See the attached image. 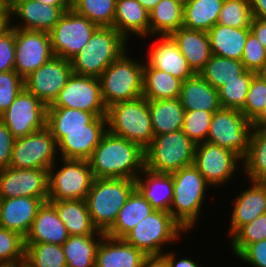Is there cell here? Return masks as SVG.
Masks as SVG:
<instances>
[{
	"label": "cell",
	"mask_w": 266,
	"mask_h": 267,
	"mask_svg": "<svg viewBox=\"0 0 266 267\" xmlns=\"http://www.w3.org/2000/svg\"><path fill=\"white\" fill-rule=\"evenodd\" d=\"M2 7H8L5 3V0H0V8Z\"/></svg>",
	"instance_id": "cell-65"
},
{
	"label": "cell",
	"mask_w": 266,
	"mask_h": 267,
	"mask_svg": "<svg viewBox=\"0 0 266 267\" xmlns=\"http://www.w3.org/2000/svg\"><path fill=\"white\" fill-rule=\"evenodd\" d=\"M256 73L246 70L237 80L227 82L218 89L222 108L241 110L245 104L248 88Z\"/></svg>",
	"instance_id": "cell-44"
},
{
	"label": "cell",
	"mask_w": 266,
	"mask_h": 267,
	"mask_svg": "<svg viewBox=\"0 0 266 267\" xmlns=\"http://www.w3.org/2000/svg\"><path fill=\"white\" fill-rule=\"evenodd\" d=\"M116 0H73L71 8L98 27H113Z\"/></svg>",
	"instance_id": "cell-42"
},
{
	"label": "cell",
	"mask_w": 266,
	"mask_h": 267,
	"mask_svg": "<svg viewBox=\"0 0 266 267\" xmlns=\"http://www.w3.org/2000/svg\"><path fill=\"white\" fill-rule=\"evenodd\" d=\"M181 27L183 6L174 0H161L149 12V36L152 38L170 36Z\"/></svg>",
	"instance_id": "cell-36"
},
{
	"label": "cell",
	"mask_w": 266,
	"mask_h": 267,
	"mask_svg": "<svg viewBox=\"0 0 266 267\" xmlns=\"http://www.w3.org/2000/svg\"><path fill=\"white\" fill-rule=\"evenodd\" d=\"M184 6L189 0H174Z\"/></svg>",
	"instance_id": "cell-64"
},
{
	"label": "cell",
	"mask_w": 266,
	"mask_h": 267,
	"mask_svg": "<svg viewBox=\"0 0 266 267\" xmlns=\"http://www.w3.org/2000/svg\"><path fill=\"white\" fill-rule=\"evenodd\" d=\"M15 138L0 120V169L10 165Z\"/></svg>",
	"instance_id": "cell-53"
},
{
	"label": "cell",
	"mask_w": 266,
	"mask_h": 267,
	"mask_svg": "<svg viewBox=\"0 0 266 267\" xmlns=\"http://www.w3.org/2000/svg\"><path fill=\"white\" fill-rule=\"evenodd\" d=\"M127 42L114 27H98L86 46L70 60L73 74L99 78L128 49Z\"/></svg>",
	"instance_id": "cell-3"
},
{
	"label": "cell",
	"mask_w": 266,
	"mask_h": 267,
	"mask_svg": "<svg viewBox=\"0 0 266 267\" xmlns=\"http://www.w3.org/2000/svg\"><path fill=\"white\" fill-rule=\"evenodd\" d=\"M72 74L69 60L53 56L24 79V88L49 106L65 87Z\"/></svg>",
	"instance_id": "cell-17"
},
{
	"label": "cell",
	"mask_w": 266,
	"mask_h": 267,
	"mask_svg": "<svg viewBox=\"0 0 266 267\" xmlns=\"http://www.w3.org/2000/svg\"><path fill=\"white\" fill-rule=\"evenodd\" d=\"M213 114L204 110H185L183 132L195 144L206 142Z\"/></svg>",
	"instance_id": "cell-47"
},
{
	"label": "cell",
	"mask_w": 266,
	"mask_h": 267,
	"mask_svg": "<svg viewBox=\"0 0 266 267\" xmlns=\"http://www.w3.org/2000/svg\"><path fill=\"white\" fill-rule=\"evenodd\" d=\"M13 267H27V266H26V264H21V265L13 266Z\"/></svg>",
	"instance_id": "cell-66"
},
{
	"label": "cell",
	"mask_w": 266,
	"mask_h": 267,
	"mask_svg": "<svg viewBox=\"0 0 266 267\" xmlns=\"http://www.w3.org/2000/svg\"><path fill=\"white\" fill-rule=\"evenodd\" d=\"M224 0H189L183 6V27L208 32L218 23Z\"/></svg>",
	"instance_id": "cell-37"
},
{
	"label": "cell",
	"mask_w": 266,
	"mask_h": 267,
	"mask_svg": "<svg viewBox=\"0 0 266 267\" xmlns=\"http://www.w3.org/2000/svg\"><path fill=\"white\" fill-rule=\"evenodd\" d=\"M135 189V180L95 178L86 198L90 218L98 231L106 232Z\"/></svg>",
	"instance_id": "cell-6"
},
{
	"label": "cell",
	"mask_w": 266,
	"mask_h": 267,
	"mask_svg": "<svg viewBox=\"0 0 266 267\" xmlns=\"http://www.w3.org/2000/svg\"><path fill=\"white\" fill-rule=\"evenodd\" d=\"M196 144L183 132L154 136L144 150L145 168L155 173L171 174L194 162Z\"/></svg>",
	"instance_id": "cell-7"
},
{
	"label": "cell",
	"mask_w": 266,
	"mask_h": 267,
	"mask_svg": "<svg viewBox=\"0 0 266 267\" xmlns=\"http://www.w3.org/2000/svg\"><path fill=\"white\" fill-rule=\"evenodd\" d=\"M106 118L110 133L138 144L143 150L154 138L149 101L143 96L110 105Z\"/></svg>",
	"instance_id": "cell-4"
},
{
	"label": "cell",
	"mask_w": 266,
	"mask_h": 267,
	"mask_svg": "<svg viewBox=\"0 0 266 267\" xmlns=\"http://www.w3.org/2000/svg\"><path fill=\"white\" fill-rule=\"evenodd\" d=\"M250 181V188L240 191L233 199L228 230L229 238L242 226L266 213V182Z\"/></svg>",
	"instance_id": "cell-21"
},
{
	"label": "cell",
	"mask_w": 266,
	"mask_h": 267,
	"mask_svg": "<svg viewBox=\"0 0 266 267\" xmlns=\"http://www.w3.org/2000/svg\"><path fill=\"white\" fill-rule=\"evenodd\" d=\"M16 197H33L48 201V170L11 167L0 169V198Z\"/></svg>",
	"instance_id": "cell-19"
},
{
	"label": "cell",
	"mask_w": 266,
	"mask_h": 267,
	"mask_svg": "<svg viewBox=\"0 0 266 267\" xmlns=\"http://www.w3.org/2000/svg\"><path fill=\"white\" fill-rule=\"evenodd\" d=\"M154 136L182 129L185 110L179 98L149 101Z\"/></svg>",
	"instance_id": "cell-34"
},
{
	"label": "cell",
	"mask_w": 266,
	"mask_h": 267,
	"mask_svg": "<svg viewBox=\"0 0 266 267\" xmlns=\"http://www.w3.org/2000/svg\"><path fill=\"white\" fill-rule=\"evenodd\" d=\"M97 28L85 16L68 9L49 32L54 56L70 61L86 46Z\"/></svg>",
	"instance_id": "cell-11"
},
{
	"label": "cell",
	"mask_w": 266,
	"mask_h": 267,
	"mask_svg": "<svg viewBox=\"0 0 266 267\" xmlns=\"http://www.w3.org/2000/svg\"><path fill=\"white\" fill-rule=\"evenodd\" d=\"M56 209L70 236L94 235L98 232L93 225L86 200L49 201Z\"/></svg>",
	"instance_id": "cell-32"
},
{
	"label": "cell",
	"mask_w": 266,
	"mask_h": 267,
	"mask_svg": "<svg viewBox=\"0 0 266 267\" xmlns=\"http://www.w3.org/2000/svg\"><path fill=\"white\" fill-rule=\"evenodd\" d=\"M241 62L246 70L256 74L266 64V49L251 31L248 33Z\"/></svg>",
	"instance_id": "cell-50"
},
{
	"label": "cell",
	"mask_w": 266,
	"mask_h": 267,
	"mask_svg": "<svg viewBox=\"0 0 266 267\" xmlns=\"http://www.w3.org/2000/svg\"><path fill=\"white\" fill-rule=\"evenodd\" d=\"M242 162L243 160L229 149L208 142L196 144L193 165L211 188L229 183L228 181L232 180L236 170L242 168L239 167L243 166L240 165Z\"/></svg>",
	"instance_id": "cell-13"
},
{
	"label": "cell",
	"mask_w": 266,
	"mask_h": 267,
	"mask_svg": "<svg viewBox=\"0 0 266 267\" xmlns=\"http://www.w3.org/2000/svg\"><path fill=\"white\" fill-rule=\"evenodd\" d=\"M128 49L111 63L99 77L101 96L106 107L142 96L144 61L132 58ZM142 61V62H141Z\"/></svg>",
	"instance_id": "cell-5"
},
{
	"label": "cell",
	"mask_w": 266,
	"mask_h": 267,
	"mask_svg": "<svg viewBox=\"0 0 266 267\" xmlns=\"http://www.w3.org/2000/svg\"><path fill=\"white\" fill-rule=\"evenodd\" d=\"M15 70V28L0 35V72Z\"/></svg>",
	"instance_id": "cell-51"
},
{
	"label": "cell",
	"mask_w": 266,
	"mask_h": 267,
	"mask_svg": "<svg viewBox=\"0 0 266 267\" xmlns=\"http://www.w3.org/2000/svg\"><path fill=\"white\" fill-rule=\"evenodd\" d=\"M69 236L55 207L46 201L39 207L31 229L25 237V243H51L62 246Z\"/></svg>",
	"instance_id": "cell-24"
},
{
	"label": "cell",
	"mask_w": 266,
	"mask_h": 267,
	"mask_svg": "<svg viewBox=\"0 0 266 267\" xmlns=\"http://www.w3.org/2000/svg\"><path fill=\"white\" fill-rule=\"evenodd\" d=\"M49 131L57 143L60 158L88 160L108 131L107 118L95 117L88 129Z\"/></svg>",
	"instance_id": "cell-16"
},
{
	"label": "cell",
	"mask_w": 266,
	"mask_h": 267,
	"mask_svg": "<svg viewBox=\"0 0 266 267\" xmlns=\"http://www.w3.org/2000/svg\"><path fill=\"white\" fill-rule=\"evenodd\" d=\"M155 209L135 188L121 207L114 224L105 232L112 238L123 239L138 222Z\"/></svg>",
	"instance_id": "cell-30"
},
{
	"label": "cell",
	"mask_w": 266,
	"mask_h": 267,
	"mask_svg": "<svg viewBox=\"0 0 266 267\" xmlns=\"http://www.w3.org/2000/svg\"><path fill=\"white\" fill-rule=\"evenodd\" d=\"M11 9L9 7L0 8V35L7 32L12 27Z\"/></svg>",
	"instance_id": "cell-56"
},
{
	"label": "cell",
	"mask_w": 266,
	"mask_h": 267,
	"mask_svg": "<svg viewBox=\"0 0 266 267\" xmlns=\"http://www.w3.org/2000/svg\"><path fill=\"white\" fill-rule=\"evenodd\" d=\"M141 267H168V265L162 255H151L144 259Z\"/></svg>",
	"instance_id": "cell-58"
},
{
	"label": "cell",
	"mask_w": 266,
	"mask_h": 267,
	"mask_svg": "<svg viewBox=\"0 0 266 267\" xmlns=\"http://www.w3.org/2000/svg\"><path fill=\"white\" fill-rule=\"evenodd\" d=\"M253 127L266 129V105L263 111L252 121Z\"/></svg>",
	"instance_id": "cell-59"
},
{
	"label": "cell",
	"mask_w": 266,
	"mask_h": 267,
	"mask_svg": "<svg viewBox=\"0 0 266 267\" xmlns=\"http://www.w3.org/2000/svg\"><path fill=\"white\" fill-rule=\"evenodd\" d=\"M25 238L0 226V265L13 267L25 264Z\"/></svg>",
	"instance_id": "cell-43"
},
{
	"label": "cell",
	"mask_w": 266,
	"mask_h": 267,
	"mask_svg": "<svg viewBox=\"0 0 266 267\" xmlns=\"http://www.w3.org/2000/svg\"><path fill=\"white\" fill-rule=\"evenodd\" d=\"M185 232L171 213L155 210L138 222L123 239L147 256L162 255L164 246L177 242Z\"/></svg>",
	"instance_id": "cell-8"
},
{
	"label": "cell",
	"mask_w": 266,
	"mask_h": 267,
	"mask_svg": "<svg viewBox=\"0 0 266 267\" xmlns=\"http://www.w3.org/2000/svg\"><path fill=\"white\" fill-rule=\"evenodd\" d=\"M265 105L266 80L257 73L250 82L245 104L240 111L249 121H253L263 111Z\"/></svg>",
	"instance_id": "cell-48"
},
{
	"label": "cell",
	"mask_w": 266,
	"mask_h": 267,
	"mask_svg": "<svg viewBox=\"0 0 266 267\" xmlns=\"http://www.w3.org/2000/svg\"><path fill=\"white\" fill-rule=\"evenodd\" d=\"M243 173L248 180L266 182V129L253 127L249 151L243 158Z\"/></svg>",
	"instance_id": "cell-38"
},
{
	"label": "cell",
	"mask_w": 266,
	"mask_h": 267,
	"mask_svg": "<svg viewBox=\"0 0 266 267\" xmlns=\"http://www.w3.org/2000/svg\"><path fill=\"white\" fill-rule=\"evenodd\" d=\"M249 32L250 28L216 24L207 32L212 54L241 61Z\"/></svg>",
	"instance_id": "cell-31"
},
{
	"label": "cell",
	"mask_w": 266,
	"mask_h": 267,
	"mask_svg": "<svg viewBox=\"0 0 266 267\" xmlns=\"http://www.w3.org/2000/svg\"><path fill=\"white\" fill-rule=\"evenodd\" d=\"M71 6H51L35 0L18 4L12 11V27L24 30L50 32ZM20 23L13 24L18 18ZM16 18V20H15ZM19 24V25H18Z\"/></svg>",
	"instance_id": "cell-20"
},
{
	"label": "cell",
	"mask_w": 266,
	"mask_h": 267,
	"mask_svg": "<svg viewBox=\"0 0 266 267\" xmlns=\"http://www.w3.org/2000/svg\"><path fill=\"white\" fill-rule=\"evenodd\" d=\"M24 88V79L15 71L0 72V115Z\"/></svg>",
	"instance_id": "cell-49"
},
{
	"label": "cell",
	"mask_w": 266,
	"mask_h": 267,
	"mask_svg": "<svg viewBox=\"0 0 266 267\" xmlns=\"http://www.w3.org/2000/svg\"><path fill=\"white\" fill-rule=\"evenodd\" d=\"M246 71L240 60H234L212 54L206 65L198 73L217 90L227 82L237 80Z\"/></svg>",
	"instance_id": "cell-39"
},
{
	"label": "cell",
	"mask_w": 266,
	"mask_h": 267,
	"mask_svg": "<svg viewBox=\"0 0 266 267\" xmlns=\"http://www.w3.org/2000/svg\"><path fill=\"white\" fill-rule=\"evenodd\" d=\"M173 199L170 213L173 219L188 233L198 223L205 205L206 192L211 187L192 164L171 173ZM192 228V229H191Z\"/></svg>",
	"instance_id": "cell-2"
},
{
	"label": "cell",
	"mask_w": 266,
	"mask_h": 267,
	"mask_svg": "<svg viewBox=\"0 0 266 267\" xmlns=\"http://www.w3.org/2000/svg\"><path fill=\"white\" fill-rule=\"evenodd\" d=\"M104 235L98 231L94 235L69 236L62 245L67 267H95L96 251Z\"/></svg>",
	"instance_id": "cell-35"
},
{
	"label": "cell",
	"mask_w": 266,
	"mask_h": 267,
	"mask_svg": "<svg viewBox=\"0 0 266 267\" xmlns=\"http://www.w3.org/2000/svg\"><path fill=\"white\" fill-rule=\"evenodd\" d=\"M162 256L165 258L168 267H202L199 263H196L190 258H179L176 259V253L173 251L164 252Z\"/></svg>",
	"instance_id": "cell-54"
},
{
	"label": "cell",
	"mask_w": 266,
	"mask_h": 267,
	"mask_svg": "<svg viewBox=\"0 0 266 267\" xmlns=\"http://www.w3.org/2000/svg\"><path fill=\"white\" fill-rule=\"evenodd\" d=\"M144 62L142 96L148 101L179 98L182 80Z\"/></svg>",
	"instance_id": "cell-33"
},
{
	"label": "cell",
	"mask_w": 266,
	"mask_h": 267,
	"mask_svg": "<svg viewBox=\"0 0 266 267\" xmlns=\"http://www.w3.org/2000/svg\"><path fill=\"white\" fill-rule=\"evenodd\" d=\"M253 18L266 21V0H250Z\"/></svg>",
	"instance_id": "cell-57"
},
{
	"label": "cell",
	"mask_w": 266,
	"mask_h": 267,
	"mask_svg": "<svg viewBox=\"0 0 266 267\" xmlns=\"http://www.w3.org/2000/svg\"><path fill=\"white\" fill-rule=\"evenodd\" d=\"M258 74L266 80V64L262 67V69L258 72Z\"/></svg>",
	"instance_id": "cell-63"
},
{
	"label": "cell",
	"mask_w": 266,
	"mask_h": 267,
	"mask_svg": "<svg viewBox=\"0 0 266 267\" xmlns=\"http://www.w3.org/2000/svg\"><path fill=\"white\" fill-rule=\"evenodd\" d=\"M179 100L184 110H204L214 113L222 108L218 90L199 74L182 81Z\"/></svg>",
	"instance_id": "cell-29"
},
{
	"label": "cell",
	"mask_w": 266,
	"mask_h": 267,
	"mask_svg": "<svg viewBox=\"0 0 266 267\" xmlns=\"http://www.w3.org/2000/svg\"><path fill=\"white\" fill-rule=\"evenodd\" d=\"M47 107H64L106 116L99 78L72 74L54 102Z\"/></svg>",
	"instance_id": "cell-15"
},
{
	"label": "cell",
	"mask_w": 266,
	"mask_h": 267,
	"mask_svg": "<svg viewBox=\"0 0 266 267\" xmlns=\"http://www.w3.org/2000/svg\"><path fill=\"white\" fill-rule=\"evenodd\" d=\"M29 0H5L6 5L11 9V11L20 3Z\"/></svg>",
	"instance_id": "cell-62"
},
{
	"label": "cell",
	"mask_w": 266,
	"mask_h": 267,
	"mask_svg": "<svg viewBox=\"0 0 266 267\" xmlns=\"http://www.w3.org/2000/svg\"><path fill=\"white\" fill-rule=\"evenodd\" d=\"M147 255L124 239L103 236L96 251L95 267H141Z\"/></svg>",
	"instance_id": "cell-25"
},
{
	"label": "cell",
	"mask_w": 266,
	"mask_h": 267,
	"mask_svg": "<svg viewBox=\"0 0 266 267\" xmlns=\"http://www.w3.org/2000/svg\"><path fill=\"white\" fill-rule=\"evenodd\" d=\"M59 160L63 163L61 167L55 163L48 170V201L86 200L95 179L88 160Z\"/></svg>",
	"instance_id": "cell-9"
},
{
	"label": "cell",
	"mask_w": 266,
	"mask_h": 267,
	"mask_svg": "<svg viewBox=\"0 0 266 267\" xmlns=\"http://www.w3.org/2000/svg\"><path fill=\"white\" fill-rule=\"evenodd\" d=\"M40 3H45L51 6H71L68 0H35Z\"/></svg>",
	"instance_id": "cell-60"
},
{
	"label": "cell",
	"mask_w": 266,
	"mask_h": 267,
	"mask_svg": "<svg viewBox=\"0 0 266 267\" xmlns=\"http://www.w3.org/2000/svg\"><path fill=\"white\" fill-rule=\"evenodd\" d=\"M43 202L33 197L0 198V226L25 238Z\"/></svg>",
	"instance_id": "cell-22"
},
{
	"label": "cell",
	"mask_w": 266,
	"mask_h": 267,
	"mask_svg": "<svg viewBox=\"0 0 266 267\" xmlns=\"http://www.w3.org/2000/svg\"><path fill=\"white\" fill-rule=\"evenodd\" d=\"M158 42L150 47L146 62L154 68L167 72L182 81L195 75L183 57L177 44L170 36H159Z\"/></svg>",
	"instance_id": "cell-23"
},
{
	"label": "cell",
	"mask_w": 266,
	"mask_h": 267,
	"mask_svg": "<svg viewBox=\"0 0 266 267\" xmlns=\"http://www.w3.org/2000/svg\"><path fill=\"white\" fill-rule=\"evenodd\" d=\"M250 31L266 49V21L253 18Z\"/></svg>",
	"instance_id": "cell-55"
},
{
	"label": "cell",
	"mask_w": 266,
	"mask_h": 267,
	"mask_svg": "<svg viewBox=\"0 0 266 267\" xmlns=\"http://www.w3.org/2000/svg\"><path fill=\"white\" fill-rule=\"evenodd\" d=\"M135 188L155 210L170 213L173 199L171 174L155 173L144 168L135 180Z\"/></svg>",
	"instance_id": "cell-28"
},
{
	"label": "cell",
	"mask_w": 266,
	"mask_h": 267,
	"mask_svg": "<svg viewBox=\"0 0 266 267\" xmlns=\"http://www.w3.org/2000/svg\"><path fill=\"white\" fill-rule=\"evenodd\" d=\"M266 239V213L239 228L230 238V246L236 257L249 245Z\"/></svg>",
	"instance_id": "cell-46"
},
{
	"label": "cell",
	"mask_w": 266,
	"mask_h": 267,
	"mask_svg": "<svg viewBox=\"0 0 266 267\" xmlns=\"http://www.w3.org/2000/svg\"><path fill=\"white\" fill-rule=\"evenodd\" d=\"M252 20L250 0H224L217 24L234 28H250Z\"/></svg>",
	"instance_id": "cell-45"
},
{
	"label": "cell",
	"mask_w": 266,
	"mask_h": 267,
	"mask_svg": "<svg viewBox=\"0 0 266 267\" xmlns=\"http://www.w3.org/2000/svg\"><path fill=\"white\" fill-rule=\"evenodd\" d=\"M27 267H67L61 245L51 243H25Z\"/></svg>",
	"instance_id": "cell-41"
},
{
	"label": "cell",
	"mask_w": 266,
	"mask_h": 267,
	"mask_svg": "<svg viewBox=\"0 0 266 267\" xmlns=\"http://www.w3.org/2000/svg\"><path fill=\"white\" fill-rule=\"evenodd\" d=\"M148 12H150L161 0H137Z\"/></svg>",
	"instance_id": "cell-61"
},
{
	"label": "cell",
	"mask_w": 266,
	"mask_h": 267,
	"mask_svg": "<svg viewBox=\"0 0 266 267\" xmlns=\"http://www.w3.org/2000/svg\"><path fill=\"white\" fill-rule=\"evenodd\" d=\"M57 143L45 127L24 137L15 138L9 167L49 170L57 163Z\"/></svg>",
	"instance_id": "cell-12"
},
{
	"label": "cell",
	"mask_w": 266,
	"mask_h": 267,
	"mask_svg": "<svg viewBox=\"0 0 266 267\" xmlns=\"http://www.w3.org/2000/svg\"><path fill=\"white\" fill-rule=\"evenodd\" d=\"M53 56L48 32L15 28V71L23 79Z\"/></svg>",
	"instance_id": "cell-18"
},
{
	"label": "cell",
	"mask_w": 266,
	"mask_h": 267,
	"mask_svg": "<svg viewBox=\"0 0 266 267\" xmlns=\"http://www.w3.org/2000/svg\"><path fill=\"white\" fill-rule=\"evenodd\" d=\"M113 27L128 43L133 34L149 38V12L137 0H116Z\"/></svg>",
	"instance_id": "cell-26"
},
{
	"label": "cell",
	"mask_w": 266,
	"mask_h": 267,
	"mask_svg": "<svg viewBox=\"0 0 266 267\" xmlns=\"http://www.w3.org/2000/svg\"><path fill=\"white\" fill-rule=\"evenodd\" d=\"M237 257L251 267H266V239L249 244Z\"/></svg>",
	"instance_id": "cell-52"
},
{
	"label": "cell",
	"mask_w": 266,
	"mask_h": 267,
	"mask_svg": "<svg viewBox=\"0 0 266 267\" xmlns=\"http://www.w3.org/2000/svg\"><path fill=\"white\" fill-rule=\"evenodd\" d=\"M88 162L95 178L136 180L145 168V155L138 144L107 131Z\"/></svg>",
	"instance_id": "cell-1"
},
{
	"label": "cell",
	"mask_w": 266,
	"mask_h": 267,
	"mask_svg": "<svg viewBox=\"0 0 266 267\" xmlns=\"http://www.w3.org/2000/svg\"><path fill=\"white\" fill-rule=\"evenodd\" d=\"M253 123L238 109L214 112L206 142L235 152L242 160L249 151Z\"/></svg>",
	"instance_id": "cell-10"
},
{
	"label": "cell",
	"mask_w": 266,
	"mask_h": 267,
	"mask_svg": "<svg viewBox=\"0 0 266 267\" xmlns=\"http://www.w3.org/2000/svg\"><path fill=\"white\" fill-rule=\"evenodd\" d=\"M95 117L93 113L82 110L64 107H47L46 128L48 130L88 129V124Z\"/></svg>",
	"instance_id": "cell-40"
},
{
	"label": "cell",
	"mask_w": 266,
	"mask_h": 267,
	"mask_svg": "<svg viewBox=\"0 0 266 267\" xmlns=\"http://www.w3.org/2000/svg\"><path fill=\"white\" fill-rule=\"evenodd\" d=\"M47 106L25 88L0 115L14 138L24 137L46 127Z\"/></svg>",
	"instance_id": "cell-14"
},
{
	"label": "cell",
	"mask_w": 266,
	"mask_h": 267,
	"mask_svg": "<svg viewBox=\"0 0 266 267\" xmlns=\"http://www.w3.org/2000/svg\"><path fill=\"white\" fill-rule=\"evenodd\" d=\"M170 37L177 44L193 72L198 74L212 55L207 32L181 27Z\"/></svg>",
	"instance_id": "cell-27"
}]
</instances>
